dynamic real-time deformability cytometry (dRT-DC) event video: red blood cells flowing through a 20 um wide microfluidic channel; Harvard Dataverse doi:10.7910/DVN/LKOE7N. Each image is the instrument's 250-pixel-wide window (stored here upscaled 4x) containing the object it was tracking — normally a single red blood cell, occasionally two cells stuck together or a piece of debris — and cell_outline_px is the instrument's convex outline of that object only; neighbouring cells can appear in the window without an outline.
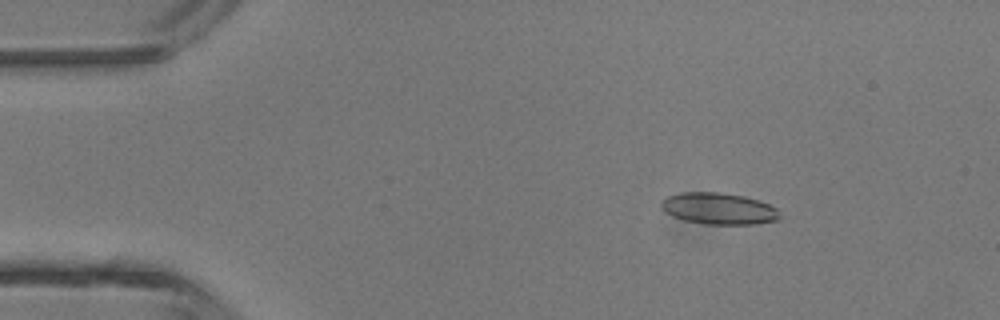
{"species": "common noctule bat (a hibernating species)", "species_latin": "Nyctalus noctula", "temperature_condition": "room temperature", "stored_images_in_passage": 4, "camera_frame_rate_fps": 3000, "um_per_image_px": 0.085, "animal": {"sex": "male", "body_mass_g": 13.3}, "frame": {"image": 1, "passage_image": 2, "time_ms": 0.333, "image_size_px": [1000, 320], "cell_outline_px": [[780, 220], [756, 224], [704, 224], [684, 220], [672, 216], [660, 208], [660, 200], [668, 196], [680, 192], [716, 192], [744, 196], [760, 200], [776, 208], [780, 216]], "centroid_in_image_um": [61.07, 17.73], "position_along_channel_um": 23.9, "area_um2": 21.96}}
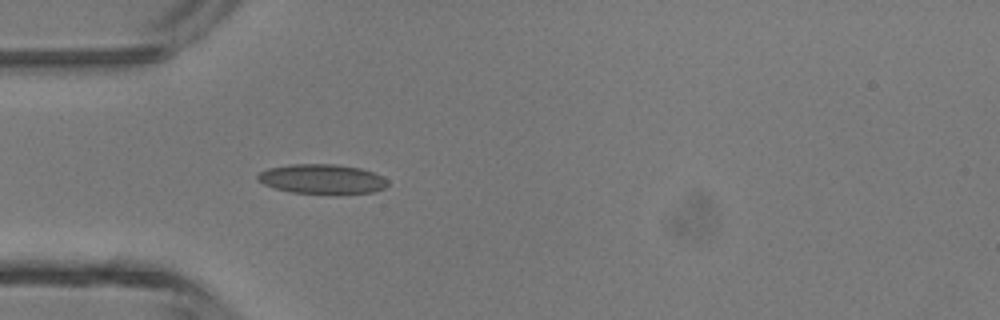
{"frame": {"image": 2, "passage_image": 4, "time_ms": 1.0, "image_size_px": [1000, 320], "cell_outline_px": [[388, 184], [384, 188], [372, 192], [292, 192], [276, 188], [264, 184], [256, 180], [256, 176], [260, 172], [268, 168], [292, 164], [336, 164], [360, 168], [384, 176], [388, 180]], "centroid_in_image_um": [27.36, 15.18], "position_along_channel_um": 57.6, "area_um2": 21.91}}